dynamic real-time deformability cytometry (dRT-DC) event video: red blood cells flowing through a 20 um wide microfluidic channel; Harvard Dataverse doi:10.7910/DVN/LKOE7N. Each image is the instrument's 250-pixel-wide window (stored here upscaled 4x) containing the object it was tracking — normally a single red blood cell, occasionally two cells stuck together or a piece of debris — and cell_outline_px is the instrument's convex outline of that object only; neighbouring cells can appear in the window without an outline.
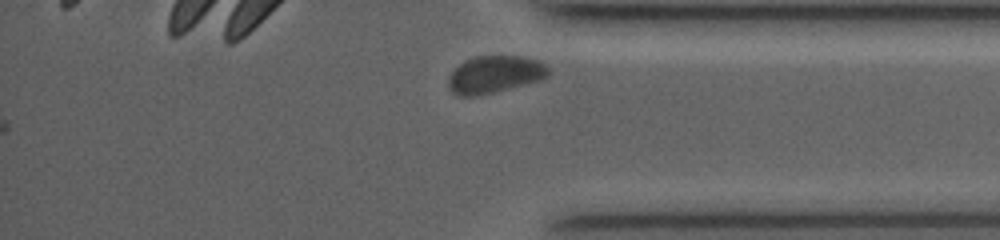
{"species": "common noctule bat (a hibernating species)", "species_latin": "Nyctalus noctula", "temperature_condition": "room temperature", "stored_images_in_passage": 27, "camera_frame_rate_fps": 4000, "um_per_image_px": 0.085, "animal": {"sex": "female", "body_mass_g": 19.0, "forearm_length_mm": 53.3}, "frame": {"image": 1, "passage_image": 27, "time_ms": 11.25, "image_size_px": [1000, 240], "cell_outline_px": [[552, 72], [548, 76], [540, 80], [480, 96], [456, 96], [452, 92], [448, 84], [448, 80], [452, 72], [464, 60], [476, 56], [516, 56], [536, 60], [544, 64]], "centroid_in_image_um": [42.04, 6.34], "position_along_channel_um": 393.2, "area_um2": 21.68}}